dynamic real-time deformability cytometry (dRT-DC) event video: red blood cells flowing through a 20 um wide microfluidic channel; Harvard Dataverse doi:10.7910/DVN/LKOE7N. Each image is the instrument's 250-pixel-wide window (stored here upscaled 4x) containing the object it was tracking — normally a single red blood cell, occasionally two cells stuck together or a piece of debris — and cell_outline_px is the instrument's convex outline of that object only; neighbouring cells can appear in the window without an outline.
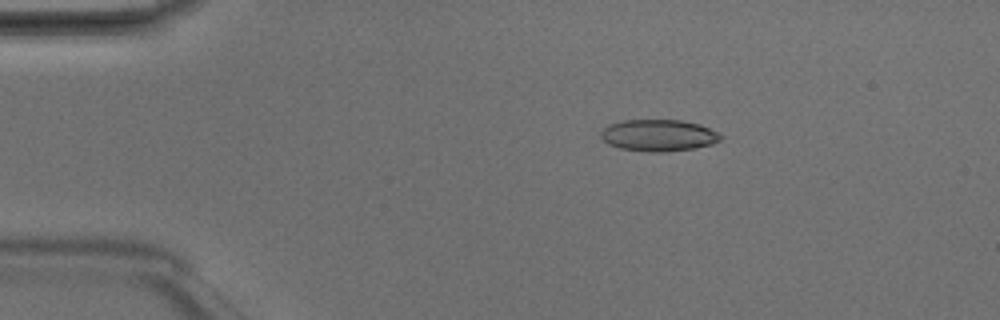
{"species": "Egyptian fruit bat (a non-hibernating species)", "species_latin": "Rousettus aegyptiacus", "temperature_condition": "room temperature", "stored_images_in_passage": 3, "camera_frame_rate_fps": 3000, "um_per_image_px": 0.085, "animal": {"sex": "male"}, "frame": {"image": 1, "passage_image": 2, "time_ms": 0.333, "image_size_px": [1000, 320], "cell_outline_px": [[724, 136], [720, 140], [712, 144], [692, 148], [668, 152], [648, 152], [620, 148], [608, 144], [600, 136], [600, 132], [608, 124], [624, 120], [680, 120], [700, 124]], "centroid_in_image_um": [55.96, 11.5], "position_along_channel_um": 29.0, "area_um2": 22.14}}
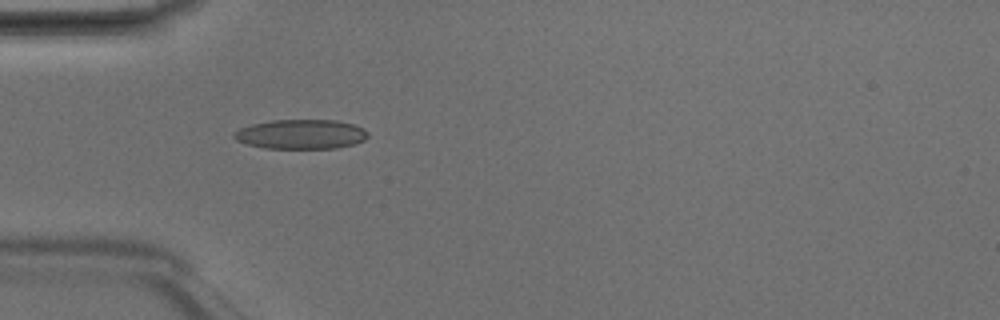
{"frame": {"image": 2, "passage_image": 3, "time_ms": 0.667, "image_size_px": [1000, 320], "cell_outline_px": [[368, 136], [364, 140], [352, 144], [336, 148], [264, 148], [248, 144], [236, 140], [232, 136], [232, 132], [240, 128], [252, 124], [272, 120], [336, 120], [352, 124], [364, 128], [368, 132]], "centroid_in_image_um": [25.56, 11.4], "position_along_channel_um": 59.4, "area_um2": 23.0}}